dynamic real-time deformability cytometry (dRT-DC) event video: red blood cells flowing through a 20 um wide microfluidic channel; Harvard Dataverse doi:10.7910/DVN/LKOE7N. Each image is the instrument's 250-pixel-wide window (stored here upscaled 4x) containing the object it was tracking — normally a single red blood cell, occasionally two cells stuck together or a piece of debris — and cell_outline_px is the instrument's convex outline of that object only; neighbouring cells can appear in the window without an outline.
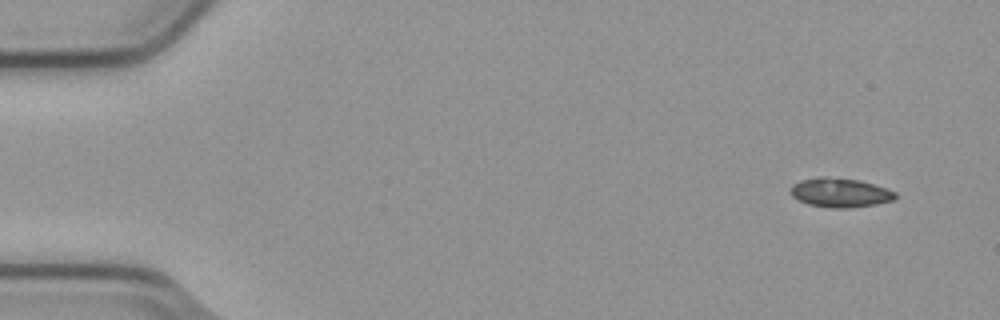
{"species": "common noctule bat (a hibernating species)", "species_latin": "Nyctalus noctula", "temperature_condition": "cold", "stored_images_in_passage": 7, "camera_frame_rate_fps": 3000, "um_per_image_px": 0.085, "animal": {"sex": "male", "body_mass_g": 23.1, "forearm_length_mm": 52.7}, "frame": {"image": 1, "passage_image": 1, "time_ms": 0.0, "image_size_px": [1000, 320], "cell_outline_px": [[896, 196], [892, 200], [876, 204], [844, 208], [840, 208], [808, 204], [792, 196], [792, 184], [800, 180], [820, 176], [824, 176], [860, 180], [888, 188], [896, 192]], "centroid_in_image_um": [71.43, 16.35], "position_along_channel_um": 13.6, "area_um2": 17.63}}
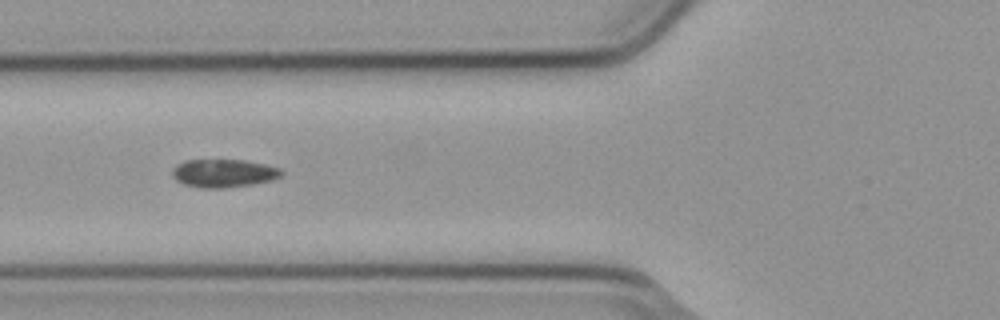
{"frame": {"image": 2, "passage_image": 6, "time_ms": 1.667, "image_size_px": [1000, 320], "cell_outline_px": [[284, 172], [280, 176], [272, 180], [252, 184], [224, 188], [200, 188], [184, 184], [176, 180], [172, 176], [172, 168], [176, 164], [184, 160], [244, 160], [264, 164], [280, 168]], "centroid_in_image_um": [18.98, 14.72], "position_along_channel_um": 106.8, "area_um2": 17.98}}
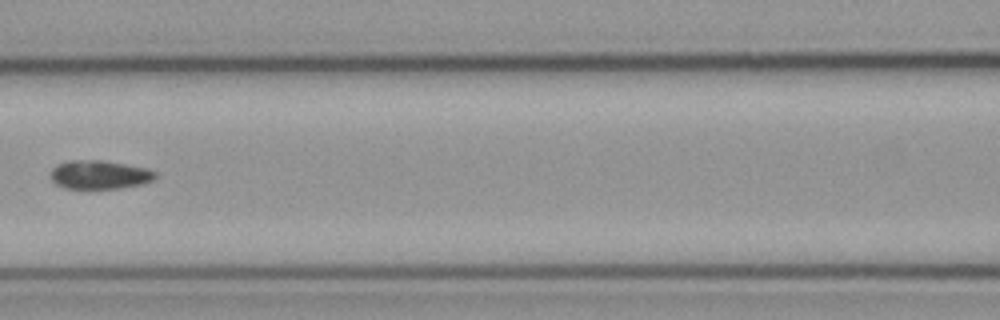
{"frame": {"image": 3, "passage_image": 7, "time_ms": 2.0, "image_size_px": [1000, 320], "cell_outline_px": [[156, 176], [152, 180], [144, 184], [120, 188], [64, 188], [56, 184], [52, 180], [52, 168], [68, 160], [100, 160], [148, 168], [156, 172]], "centroid_in_image_um": [8.49, 14.85], "position_along_channel_um": 158.1, "area_um2": 17.34}}